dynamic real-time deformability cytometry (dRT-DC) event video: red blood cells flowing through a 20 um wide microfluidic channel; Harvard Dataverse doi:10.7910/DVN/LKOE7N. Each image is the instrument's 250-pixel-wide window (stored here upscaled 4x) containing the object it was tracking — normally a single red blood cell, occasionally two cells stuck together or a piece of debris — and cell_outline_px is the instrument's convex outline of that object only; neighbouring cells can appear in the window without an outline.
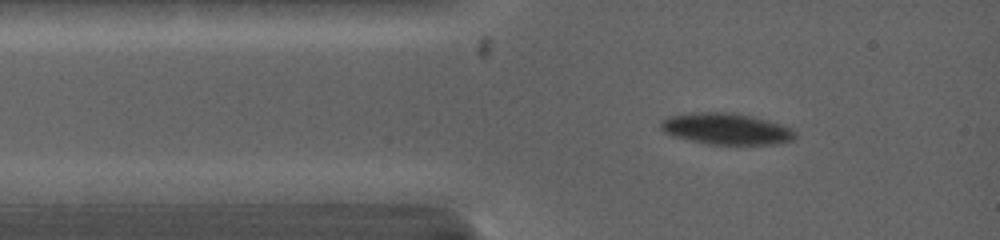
{"species": "common noctule bat (a hibernating species)", "species_latin": "Nyctalus noctula", "temperature_condition": "warm", "stored_images_in_passage": 3, "camera_frame_rate_fps": 5000, "um_per_image_px": 0.085, "animal": {"sex": "female", "body_mass_g": 19.0, "forearm_length_mm": 53.3}, "frame": {"image": 1, "passage_image": 1, "time_ms": 0.0, "image_size_px": [1000, 240], "cell_outline_px": [[796, 136], [792, 140], [772, 144], [708, 144], [672, 136], [664, 132], [660, 128], [660, 120], [668, 116], [692, 112], [736, 112], [768, 120], [792, 128], [796, 132]], "centroid_in_image_um": [61.7, 10.93], "position_along_channel_um": 23.3, "area_um2": 24.74}}
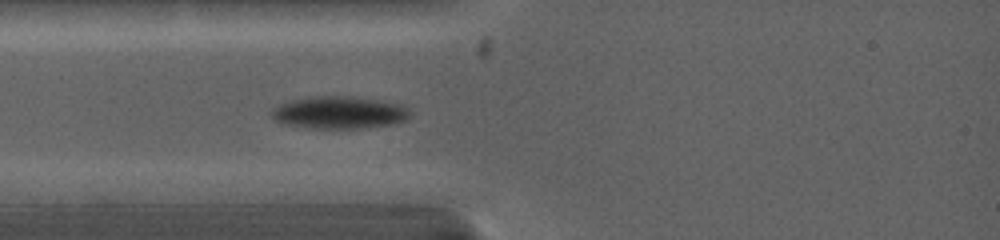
{"frame": {"image": 2, "passage_image": 3, "time_ms": 1.2, "image_size_px": [1000, 240], "cell_outline_px": [[408, 120], [388, 124], [356, 128], [312, 128], [280, 124], [268, 112], [272, 108], [288, 100], [308, 96], [352, 96], [380, 100], [400, 104], [408, 108]], "centroid_in_image_um": [28.74, 9.55], "position_along_channel_um": 56.3, "area_um2": 26.24}}